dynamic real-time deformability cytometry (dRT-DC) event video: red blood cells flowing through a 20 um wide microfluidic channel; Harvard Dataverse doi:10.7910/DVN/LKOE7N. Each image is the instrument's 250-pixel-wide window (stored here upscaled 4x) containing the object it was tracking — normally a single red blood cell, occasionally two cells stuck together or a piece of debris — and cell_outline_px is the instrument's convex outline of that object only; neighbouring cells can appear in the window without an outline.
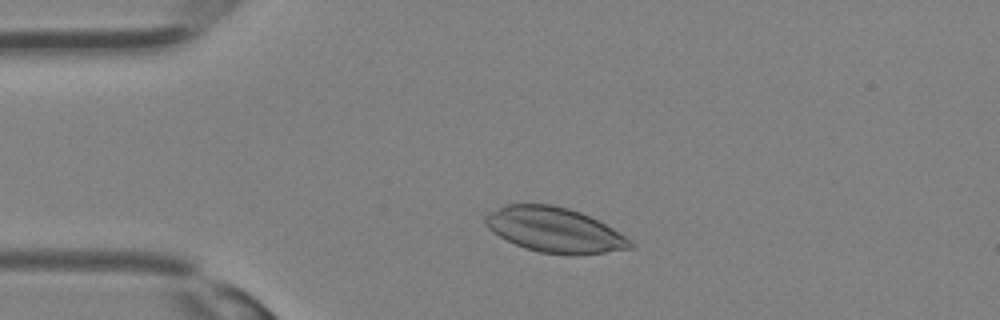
{"species": "Egyptian fruit bat (a non-hibernating species)", "species_latin": "Rousettus aegyptiacus", "temperature_condition": "room temperature", "stored_images_in_passage": 31, "camera_frame_rate_fps": 3000, "um_per_image_px": 0.085, "animal": {"sex": "female"}, "frame": {"image": 1, "passage_image": 5, "time_ms": 1.333, "image_size_px": [1000, 320], "cell_outline_px": [[636, 248], [604, 252], [568, 256], [540, 252], [524, 248], [492, 232], [484, 224], [484, 216], [488, 212], [504, 204], [552, 204], [568, 208], [580, 212], [612, 228], [636, 244]], "centroid_in_image_um": [47.11, 19.55], "position_along_channel_um": 37.9, "area_um2": 38.03}}
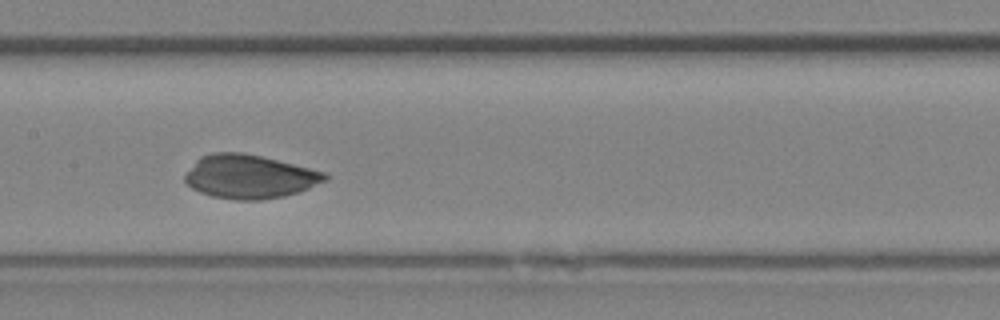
{"frame": {"image": 2, "passage_image": 14, "time_ms": 4.333, "image_size_px": [1000, 320], "cell_outline_px": [[328, 180], [308, 188], [284, 196], [260, 200], [236, 200], [212, 196], [200, 192], [192, 188], [184, 180], [184, 176], [196, 160], [200, 156], [212, 152], [244, 152], [328, 172]], "centroid_in_image_um": [21.22, 15.0], "position_along_channel_um": 186.2, "area_um2": 35.72}}
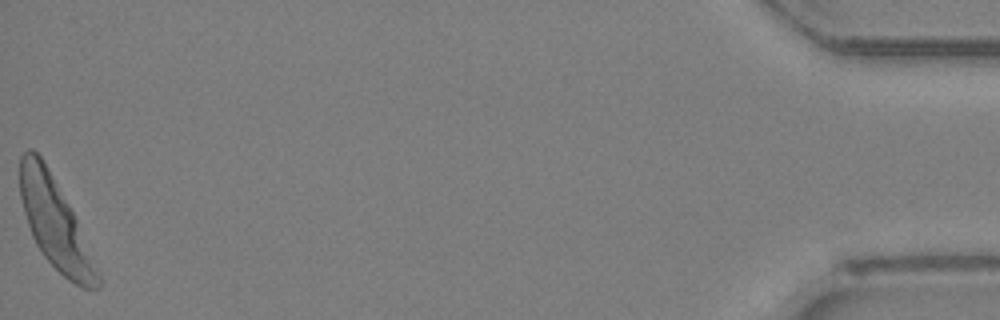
{"frame": {"image": 3, "passage_image": 31, "time_ms": 10.0, "image_size_px": [1000, 320], "cell_outline_px": [[100, 284], [96, 288], [84, 288], [68, 280], [44, 256], [36, 244], [32, 236], [24, 212], [20, 196], [20, 156], [28, 148], [32, 148], [44, 160], [68, 204], [76, 220], [100, 276]], "centroid_in_image_um": [4.63, 18.94], "position_along_channel_um": 430.6, "area_um2": 39.54}}